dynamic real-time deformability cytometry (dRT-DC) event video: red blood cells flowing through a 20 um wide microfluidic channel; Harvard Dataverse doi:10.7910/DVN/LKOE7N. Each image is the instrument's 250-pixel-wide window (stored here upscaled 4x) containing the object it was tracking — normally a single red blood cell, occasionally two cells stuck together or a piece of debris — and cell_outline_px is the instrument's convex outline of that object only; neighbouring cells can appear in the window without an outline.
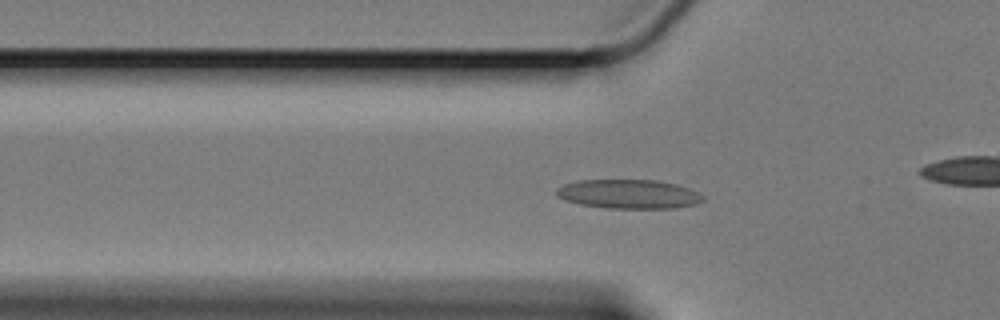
{"species": "Egyptian fruit bat (a non-hibernating species)", "species_latin": "Rousettus aegyptiacus", "temperature_condition": "cold", "stored_images_in_passage": 60, "camera_frame_rate_fps": 3000, "um_per_image_px": 0.085, "animal": {"sex": "female"}, "frame": {"image": 1, "passage_image": 19, "time_ms": 6.0, "image_size_px": [1000, 320], "cell_outline_px": [[704, 200], [696, 204], [672, 208], [608, 208], [580, 204], [564, 200], [556, 196], [556, 188], [564, 184], [580, 180], [656, 180], [676, 184], [700, 192], [704, 196]], "centroid_in_image_um": [53.44, 16.49], "position_along_channel_um": 72.4, "area_um2": 24.91}}
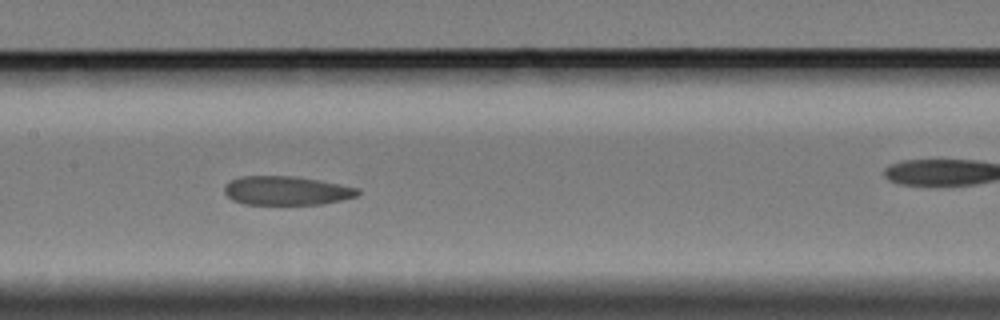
{"frame": {"image": 2, "passage_image": 29, "time_ms": 9.333, "image_size_px": [1000, 320], "cell_outline_px": [[360, 196], [320, 204], [244, 204], [232, 200], [224, 192], [224, 184], [240, 176], [296, 176], [320, 180], [360, 188]], "centroid_in_image_um": [24.37, 16.2], "position_along_channel_um": 183.0, "area_um2": 22.6}}
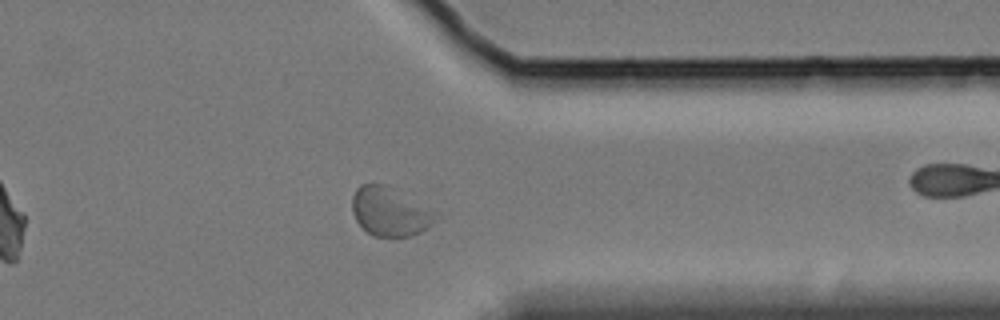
{"frame": {"image": 3, "passage_image": 47, "time_ms": 15.333, "image_size_px": [1000, 320], "cell_outline_px": [[432, 224], [428, 228], [412, 236], [372, 236], [356, 220], [352, 212], [352, 196], [356, 188], [360, 184], [384, 184], [432, 212]], "centroid_in_image_um": [33.02, 18.01], "position_along_channel_um": 378.4, "area_um2": 22.66}, "authors_computed_cell_mechanics": {"area_um2": 24.1893, "velocity_mm_per_s": 3.3054, "shape_relaxation_time_tau1_ms": null, "shape_relaxation_time_tau2_ms": 2.7167, "deformation_change_tau1": null, "deformation_change_tau2": 0.0539}}